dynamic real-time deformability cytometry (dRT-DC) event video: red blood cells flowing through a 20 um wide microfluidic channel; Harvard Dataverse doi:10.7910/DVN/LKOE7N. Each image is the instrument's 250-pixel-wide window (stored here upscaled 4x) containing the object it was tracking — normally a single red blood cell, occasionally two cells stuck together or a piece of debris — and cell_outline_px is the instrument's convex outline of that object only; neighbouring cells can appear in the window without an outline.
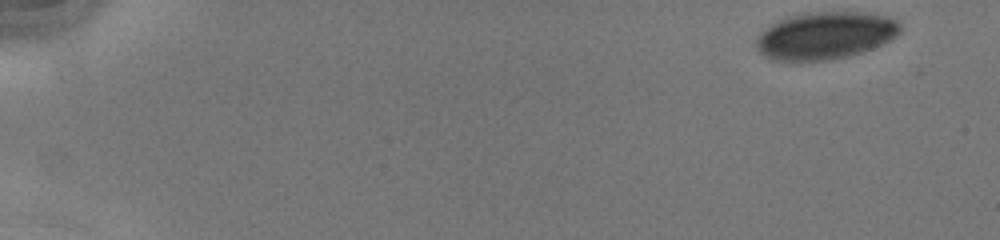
{"species": "human", "species_latin": "Homo sapiens", "temperature_condition": "cold", "stored_images_in_passage": 48, "camera_frame_rate_fps": 3000, "um_per_image_px": 0.085, "donor": {"sex": "male"}, "frame": {"image": 1, "passage_image": 1, "time_ms": 0.0, "image_size_px": [1000, 240], "cell_outline_px": [[900, 32], [892, 40], [872, 48], [848, 56], [832, 60], [768, 60], [756, 48], [756, 36], [760, 32], [772, 24], [788, 16], [800, 12], [864, 12], [888, 16], [896, 20], [900, 24]], "centroid_in_image_um": [70.14, 3.01], "position_along_channel_um": 14.9, "area_um2": 40.0}}
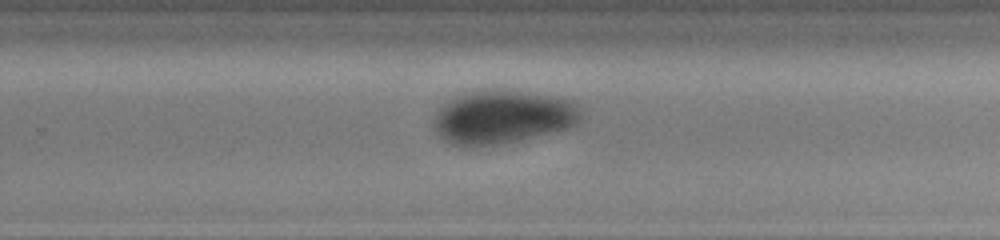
{"frame": {"image": 2, "passage_image": 32, "time_ms": 10.333, "image_size_px": [1000, 240], "cell_outline_px": [[584, 116], [576, 124], [568, 128], [520, 140], [500, 144], [452, 144], [444, 140], [436, 132], [432, 124], [432, 120], [436, 112], [448, 100], [456, 96], [468, 92], [488, 88], [496, 88], [560, 96], [572, 100], [580, 104]], "centroid_in_image_um": [42.78, 9.89], "position_along_channel_um": 287.0, "area_um2": 46.36}}
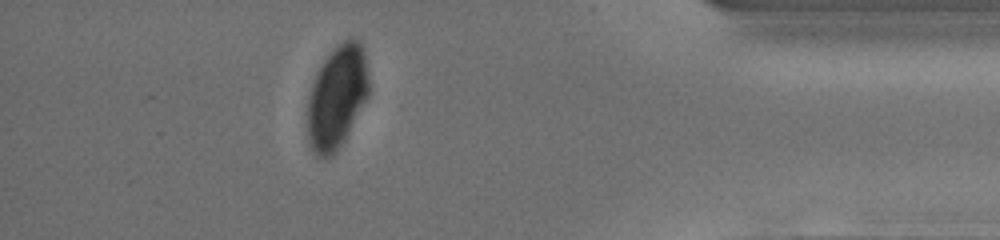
{"frame": {"image": 3, "passage_image": 43, "time_ms": 14.0, "image_size_px": [1000, 240], "cell_outline_px": [[368, 96], [344, 140], [336, 152], [332, 156], [316, 156], [308, 140], [308, 100], [312, 84], [316, 72], [332, 48], [336, 44], [352, 36], [364, 48], [368, 76]], "centroid_in_image_um": [28.64, 8.2], "position_along_channel_um": 406.6, "area_um2": 36.7}, "authors_computed_cell_mechanics": {"area_um2": 44.3326, "velocity_mm_per_s": 4.1693, "shape_relaxation_time_tau1_ms": 1.7112, "shape_relaxation_time_tau2_ms": null, "deformation_change_tau1": 0.0527, "deformation_change_tau2": null}}